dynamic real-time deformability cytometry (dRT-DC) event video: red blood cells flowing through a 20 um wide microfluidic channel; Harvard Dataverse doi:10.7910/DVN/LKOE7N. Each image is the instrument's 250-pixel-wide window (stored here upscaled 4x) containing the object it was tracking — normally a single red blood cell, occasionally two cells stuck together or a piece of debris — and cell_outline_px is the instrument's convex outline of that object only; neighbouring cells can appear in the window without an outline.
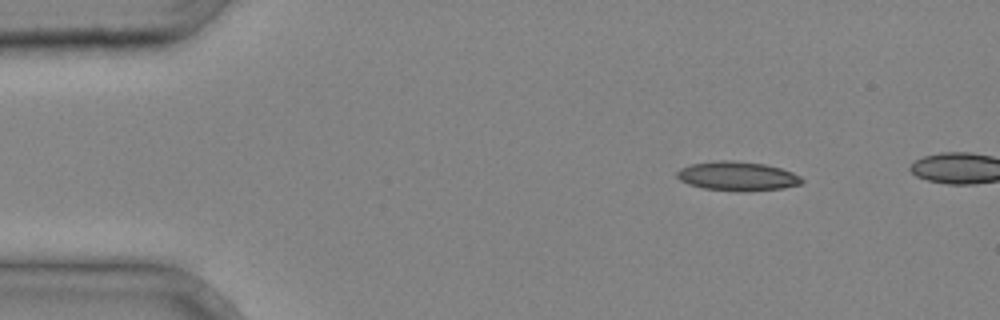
{"species": "common noctule bat (a hibernating species)", "species_latin": "Nyctalus noctula", "temperature_condition": "cold", "stored_images_in_passage": 3, "camera_frame_rate_fps": 3000, "um_per_image_px": 0.085, "animal": {"sex": "male", "body_mass_g": 20.4}, "frame": {"image": 1, "passage_image": 1, "time_ms": 0.0, "image_size_px": [1000, 320], "cell_outline_px": [[804, 180], [800, 184], [784, 188], [744, 192], [736, 192], [704, 188], [688, 184], [680, 180], [676, 176], [676, 172], [680, 168], [692, 164], [720, 160], [732, 160], [764, 164], [780, 168], [792, 172], [800, 176]], "centroid_in_image_um": [62.67, 14.98], "position_along_channel_um": 22.3, "area_um2": 21.33}}